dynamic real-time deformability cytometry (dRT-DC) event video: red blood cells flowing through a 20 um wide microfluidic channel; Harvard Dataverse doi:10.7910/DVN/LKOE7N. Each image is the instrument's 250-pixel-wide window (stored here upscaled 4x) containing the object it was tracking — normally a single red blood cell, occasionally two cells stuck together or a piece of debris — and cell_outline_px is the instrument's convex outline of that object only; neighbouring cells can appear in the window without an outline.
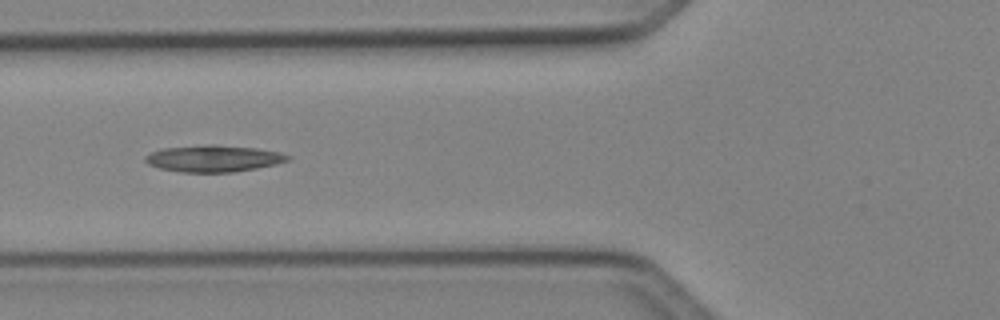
{"species": "Egyptian fruit bat (a non-hibernating species)", "species_latin": "Rousettus aegyptiacus", "temperature_condition": "cold", "stored_images_in_passage": 5, "camera_frame_rate_fps": 3000, "um_per_image_px": 0.085, "animal": {"sex": "female"}, "frame": {"image": 1, "passage_image": 5, "time_ms": 1.333, "image_size_px": [1000, 320], "cell_outline_px": [[292, 156], [288, 160], [276, 164], [256, 168], [232, 172], [180, 172], [160, 168], [148, 164], [144, 160], [144, 156], [152, 152], [164, 148], [204, 144], [216, 144], [256, 148], [280, 152]], "centroid_in_image_um": [18.15, 13.46], "position_along_channel_um": 107.7, "area_um2": 22.2}}